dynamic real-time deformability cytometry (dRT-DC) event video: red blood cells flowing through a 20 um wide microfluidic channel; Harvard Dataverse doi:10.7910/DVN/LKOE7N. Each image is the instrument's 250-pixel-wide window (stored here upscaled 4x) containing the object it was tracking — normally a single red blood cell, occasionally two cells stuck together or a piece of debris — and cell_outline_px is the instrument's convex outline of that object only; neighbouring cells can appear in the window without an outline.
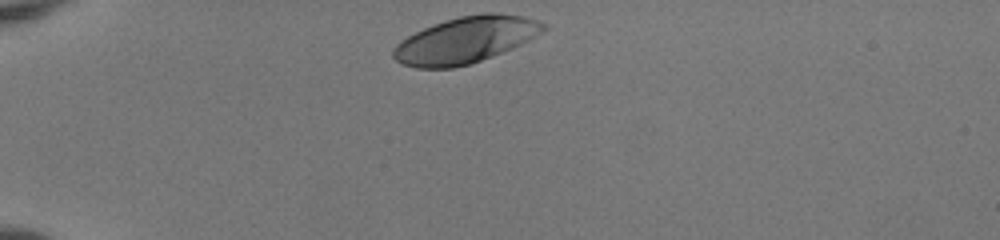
{"species": "human", "species_latin": "Homo sapiens", "temperature_condition": "room temperature", "stored_images_in_passage": 33, "camera_frame_rate_fps": 3000, "um_per_image_px": 0.085, "donor": {"sex": "female"}, "frame": {"image": 1, "passage_image": 1, "time_ms": 0.0, "image_size_px": [1000, 240], "cell_outline_px": [[548, 28], [536, 36], [512, 48], [480, 60], [468, 64], [452, 68], [416, 68], [400, 64], [392, 56], [392, 48], [400, 40], [424, 28], [460, 16], [484, 12], [492, 12], [524, 16], [548, 24]], "centroid_in_image_um": [39.56, 3.4], "position_along_channel_um": 45.4, "area_um2": 40.34}}
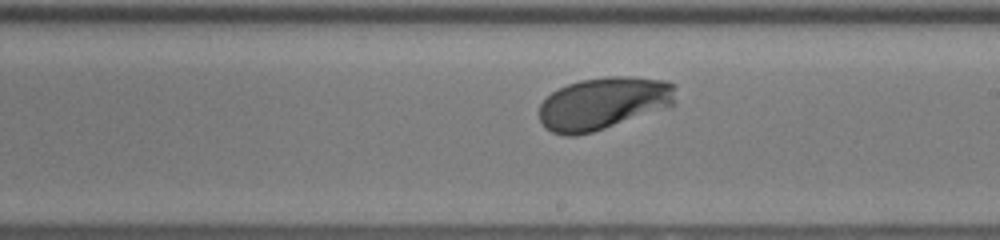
{"frame": {"image": 2, "passage_image": 19, "time_ms": 6.0, "image_size_px": [1000, 240], "cell_outline_px": [[676, 104], [592, 132], [576, 136], [564, 136], [552, 132], [544, 128], [540, 120], [540, 104], [552, 92], [568, 84], [580, 80], [608, 76], [628, 76], [664, 80], [672, 84]], "centroid_in_image_um": [51.25, 8.78], "position_along_channel_um": 237.8, "area_um2": 41.33}}
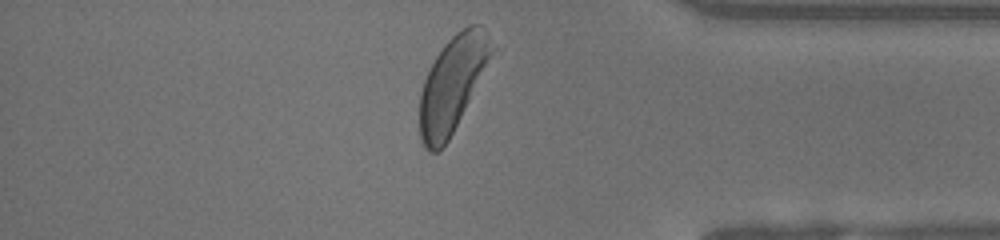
{"frame": {"image": 3, "passage_image": 32, "time_ms": 10.333, "image_size_px": [1000, 240], "cell_outline_px": [[496, 52], [448, 140], [440, 152], [428, 152], [424, 148], [420, 140], [420, 92], [424, 80], [436, 56], [444, 44], [456, 32], [468, 24], [480, 24]], "centroid_in_image_um": [38.46, 7.15], "position_along_channel_um": 396.7, "area_um2": 39.94}, "authors_computed_cell_mechanics": {"area_um2": 41.327, "velocity_mm_per_s": 3.9797, "shape_relaxation_time_tau1_ms": 1.5585, "shape_relaxation_time_tau2_ms": null, "deformation_change_tau1": 0.1366, "deformation_change_tau2": null}}